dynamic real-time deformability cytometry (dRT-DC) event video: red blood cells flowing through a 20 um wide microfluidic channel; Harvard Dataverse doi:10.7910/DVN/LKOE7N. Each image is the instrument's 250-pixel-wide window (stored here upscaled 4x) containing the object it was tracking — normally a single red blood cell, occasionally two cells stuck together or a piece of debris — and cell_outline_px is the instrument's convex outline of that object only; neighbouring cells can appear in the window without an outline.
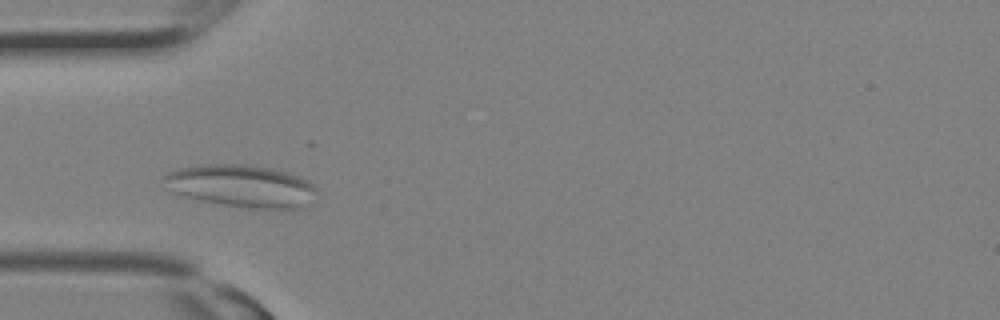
{"species": "Egyptian fruit bat (a non-hibernating species)", "species_latin": "Rousettus aegyptiacus", "temperature_condition": "room temperature", "stored_images_in_passage": 12, "camera_frame_rate_fps": 3000, "um_per_image_px": 0.085, "animal": {"sex": "female"}, "frame": {"image": 1, "passage_image": 5, "time_ms": 1.333, "image_size_px": [1000, 320], "cell_outline_px": [[316, 188], [308, 208], [248, 208], [200, 200], [184, 196], [172, 192], [164, 176], [168, 172], [180, 168], [208, 164], [240, 164], [268, 168], [284, 172], [308, 180]], "centroid_in_image_um": [20.55, 15.82], "position_along_channel_um": 64.5, "area_um2": 37.05}}
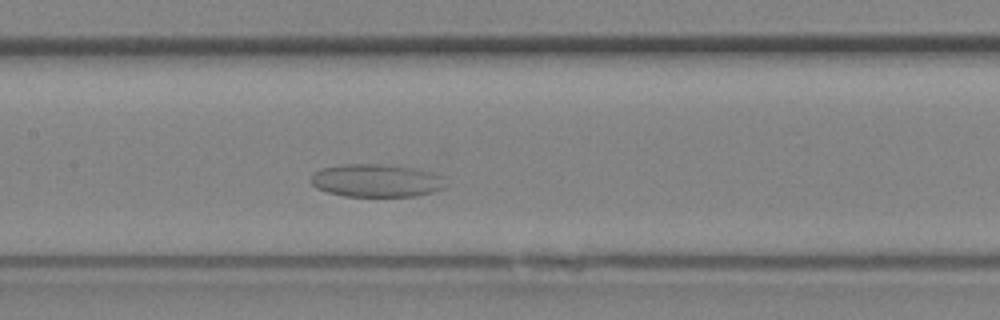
{"frame": {"image": 2, "passage_image": 10, "time_ms": 3.0, "image_size_px": [1000, 320], "cell_outline_px": [[448, 184], [444, 188], [432, 192], [416, 196], [344, 196], [328, 192], [316, 188], [312, 184], [312, 176], [320, 168], [344, 164], [384, 164], [412, 168], [428, 172], [440, 176]], "centroid_in_image_um": [31.98, 15.35], "position_along_channel_um": 175.4, "area_um2": 25.66}}
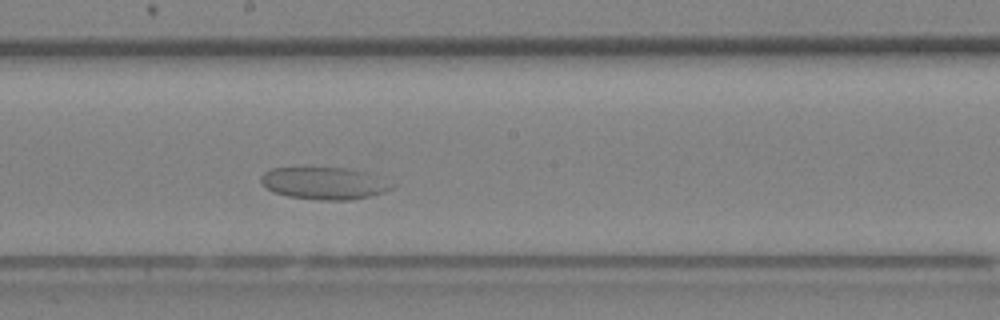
{"frame": {"image": 3, "passage_image": 12, "time_ms": 3.667, "image_size_px": [1000, 320], "cell_outline_px": [[396, 188], [384, 192], [352, 200], [320, 200], [288, 196], [272, 192], [260, 184], [260, 176], [264, 172], [272, 168], [344, 168], [368, 172], [380, 176], [396, 184]], "centroid_in_image_um": [27.59, 15.58], "position_along_channel_um": 220.6, "area_um2": 24.91}}